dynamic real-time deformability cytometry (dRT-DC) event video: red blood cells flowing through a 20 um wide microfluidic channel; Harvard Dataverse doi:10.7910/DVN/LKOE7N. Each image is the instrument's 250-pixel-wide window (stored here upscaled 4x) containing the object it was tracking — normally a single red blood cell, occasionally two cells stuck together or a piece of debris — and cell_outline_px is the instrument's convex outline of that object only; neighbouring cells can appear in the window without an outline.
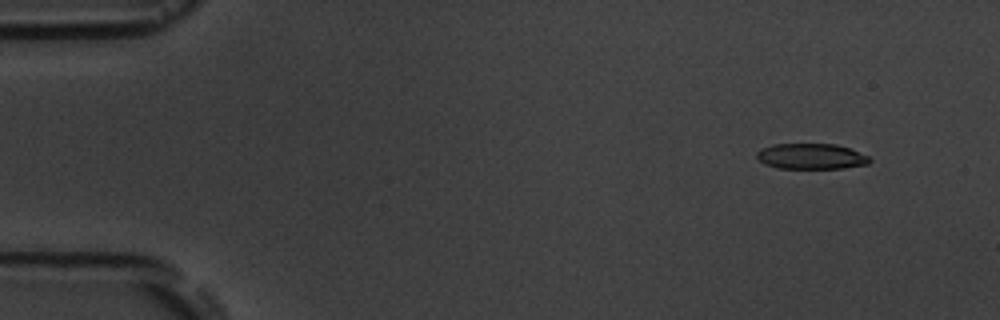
{"species": "common noctule bat (a hibernating species)", "species_latin": "Nyctalus noctula", "temperature_condition": "room temperature", "stored_images_in_passage": 5, "camera_frame_rate_fps": 3000, "um_per_image_px": 0.085, "animal": {"sex": "male", "body_mass_g": 19.5, "forearm_length_mm": 54.6}, "frame": {"image": 1, "passage_image": 2, "time_ms": 1.333, "image_size_px": [1000, 320], "cell_outline_px": [[872, 160], [868, 164], [844, 168], [780, 168], [764, 164], [756, 156], [756, 152], [772, 144], [836, 144], [848, 148], [868, 156]], "centroid_in_image_um": [68.95, 13.29], "position_along_channel_um": 16.0, "area_um2": 16.7}}
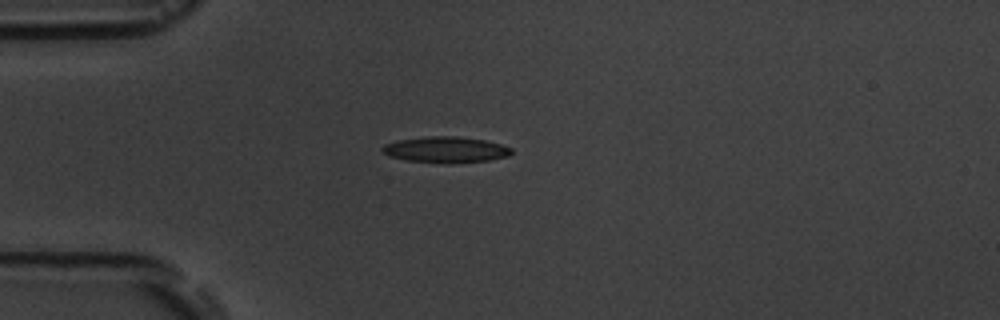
{"frame": {"image": 2, "passage_image": 5, "time_ms": 4.667, "image_size_px": [1000, 320], "cell_outline_px": [[512, 152], [508, 156], [488, 160], [452, 164], [444, 164], [408, 160], [388, 156], [380, 148], [384, 144], [396, 140], [428, 136], [456, 136], [484, 140], [500, 144], [512, 148]], "centroid_in_image_um": [37.86, 12.73], "position_along_channel_um": 47.1, "area_um2": 19.71}}